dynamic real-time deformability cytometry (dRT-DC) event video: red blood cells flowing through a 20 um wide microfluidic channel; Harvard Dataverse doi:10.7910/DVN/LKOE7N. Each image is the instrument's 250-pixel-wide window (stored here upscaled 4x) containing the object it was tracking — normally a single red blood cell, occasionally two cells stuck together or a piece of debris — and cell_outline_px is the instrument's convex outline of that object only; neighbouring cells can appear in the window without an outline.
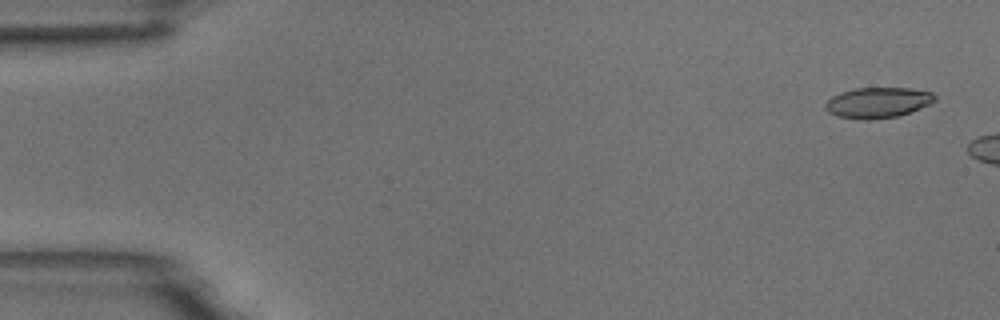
{"species": "common noctule bat (a hibernating species)", "species_latin": "Nyctalus noctula", "temperature_condition": "room temperature", "stored_images_in_passage": 3, "camera_frame_rate_fps": 3000, "um_per_image_px": 0.085, "animal": {"sex": "male", "body_mass_g": 18.8}, "frame": {"image": 1, "passage_image": 1, "time_ms": 0.0, "image_size_px": [1000, 320], "cell_outline_px": [[936, 100], [912, 112], [896, 116], [868, 120], [864, 120], [836, 116], [828, 112], [824, 108], [824, 104], [832, 96], [840, 92], [856, 88], [908, 88], [932, 92], [936, 96]], "centroid_in_image_um": [74.59, 8.72], "position_along_channel_um": 10.4, "area_um2": 19.54}}